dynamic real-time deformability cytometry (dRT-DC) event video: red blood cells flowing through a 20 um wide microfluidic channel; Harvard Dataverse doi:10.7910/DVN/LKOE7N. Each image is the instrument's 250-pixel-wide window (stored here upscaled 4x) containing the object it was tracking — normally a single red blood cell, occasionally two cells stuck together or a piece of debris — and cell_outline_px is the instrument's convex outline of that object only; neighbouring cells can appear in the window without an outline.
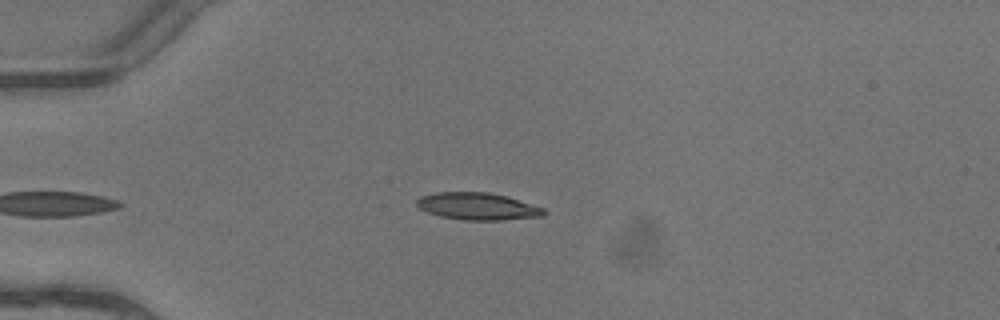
{"species": "common noctule bat (a hibernating species)", "species_latin": "Nyctalus noctula", "temperature_condition": "warm", "stored_images_in_passage": 3, "camera_frame_rate_fps": 3000, "um_per_image_px": 0.085, "animal": {"sex": "female"}, "frame": {"image": 1, "passage_image": 3, "time_ms": 0.667, "image_size_px": [1000, 320], "cell_outline_px": [[548, 212], [544, 216], [500, 220], [464, 220], [440, 216], [428, 212], [420, 208], [416, 204], [416, 200], [420, 196], [436, 192], [488, 192], [508, 196], [544, 208]], "centroid_in_image_um": [40.62, 17.53], "position_along_channel_um": 44.4, "area_um2": 20.23}}